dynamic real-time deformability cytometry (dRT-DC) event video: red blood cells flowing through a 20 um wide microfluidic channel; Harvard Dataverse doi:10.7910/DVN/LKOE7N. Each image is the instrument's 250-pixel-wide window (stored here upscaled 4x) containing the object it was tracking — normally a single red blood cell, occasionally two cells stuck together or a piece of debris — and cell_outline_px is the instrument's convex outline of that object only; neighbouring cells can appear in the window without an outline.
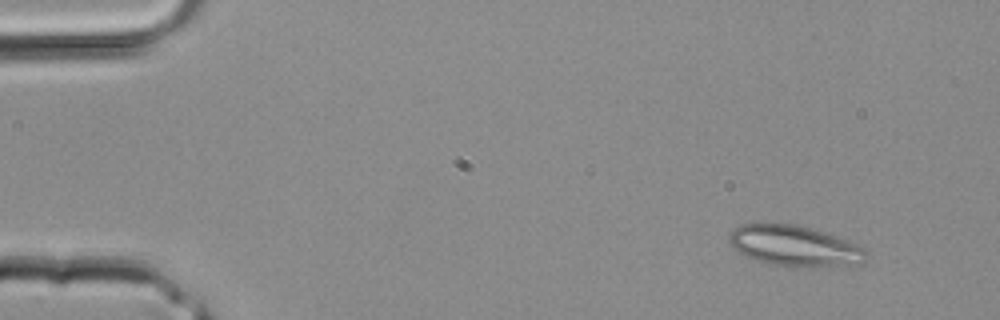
{"species": "common noctule bat (a hibernating species)", "species_latin": "Nyctalus noctula", "temperature_condition": "room temperature", "stored_images_in_passage": 3, "camera_frame_rate_fps": 3000, "um_per_image_px": 0.085, "animal": {"sex": "male", "body_mass_g": 20.4}, "frame": {"image": 1, "passage_image": 1, "time_ms": 0.0, "image_size_px": [1000, 320], "cell_outline_px": [[868, 252], [864, 260], [860, 264], [812, 268], [796, 268], [776, 264], [760, 260], [736, 252], [728, 240], [728, 236], [740, 224], [796, 224], [824, 232], [856, 244], [864, 248]], "centroid_in_image_um": [67.56, 20.92], "position_along_channel_um": 17.4, "area_um2": 32.37}}